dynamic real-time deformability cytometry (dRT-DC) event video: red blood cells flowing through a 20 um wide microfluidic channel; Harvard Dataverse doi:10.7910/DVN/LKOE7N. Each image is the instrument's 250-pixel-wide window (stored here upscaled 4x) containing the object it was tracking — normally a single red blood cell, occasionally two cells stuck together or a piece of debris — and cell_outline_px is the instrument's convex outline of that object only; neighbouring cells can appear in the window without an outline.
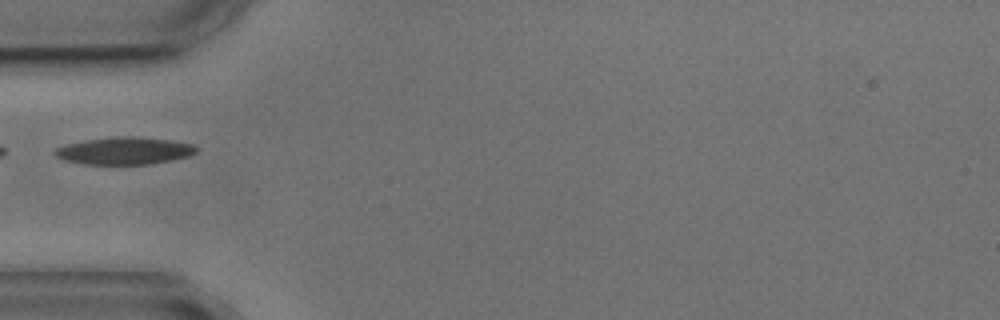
{"species": "common noctule bat (a hibernating species)", "species_latin": "Nyctalus noctula", "temperature_condition": "cold", "stored_images_in_passage": 1, "camera_frame_rate_fps": 3000, "um_per_image_px": 0.085, "animal": {"sex": "male", "body_mass_g": 17.9, "forearm_length_mm": 54.2}, "frame": {"image": 1, "passage_image": 1, "time_ms": 0.0, "image_size_px": [1000, 320], "cell_outline_px": [[200, 148], [196, 152], [188, 156], [172, 160], [148, 164], [84, 164], [64, 160], [56, 156], [52, 152], [56, 148], [68, 144], [84, 140], [116, 136], [140, 136], [168, 140], [192, 144]], "centroid_in_image_um": [10.58, 12.81], "position_along_channel_um": 74.4, "area_um2": 22.54}}